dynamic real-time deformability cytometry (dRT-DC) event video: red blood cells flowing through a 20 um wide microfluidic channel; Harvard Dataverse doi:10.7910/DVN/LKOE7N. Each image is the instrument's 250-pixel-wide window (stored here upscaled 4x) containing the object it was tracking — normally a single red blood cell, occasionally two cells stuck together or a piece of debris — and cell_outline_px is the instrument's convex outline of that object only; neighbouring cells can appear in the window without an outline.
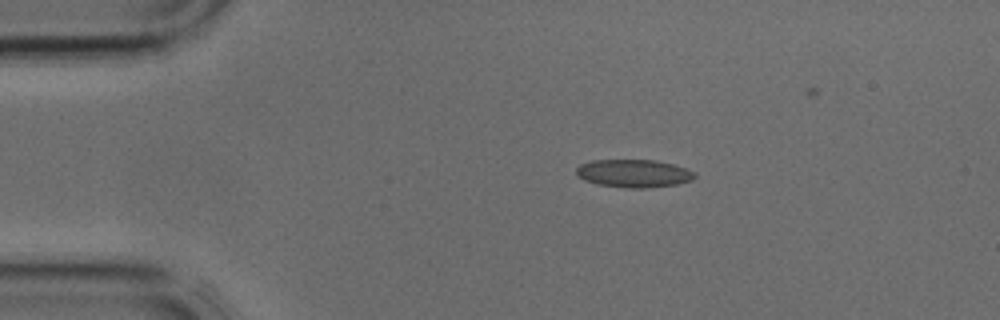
{"species": "common noctule bat (a hibernating species)", "species_latin": "Nyctalus noctula", "temperature_condition": "cold", "stored_images_in_passage": 3, "camera_frame_rate_fps": 3000, "um_per_image_px": 0.085, "animal": {"sex": "male", "body_mass_g": 17.9, "forearm_length_mm": 54.2}, "frame": {"image": 1, "passage_image": 2, "time_ms": 0.333, "image_size_px": [1000, 320], "cell_outline_px": [[696, 176], [692, 180], [676, 184], [644, 188], [628, 188], [596, 184], [584, 180], [576, 176], [576, 168], [580, 164], [592, 160], [656, 160], [672, 164], [696, 172]], "centroid_in_image_um": [53.83, 14.74], "position_along_channel_um": 31.2, "area_um2": 19.31}}